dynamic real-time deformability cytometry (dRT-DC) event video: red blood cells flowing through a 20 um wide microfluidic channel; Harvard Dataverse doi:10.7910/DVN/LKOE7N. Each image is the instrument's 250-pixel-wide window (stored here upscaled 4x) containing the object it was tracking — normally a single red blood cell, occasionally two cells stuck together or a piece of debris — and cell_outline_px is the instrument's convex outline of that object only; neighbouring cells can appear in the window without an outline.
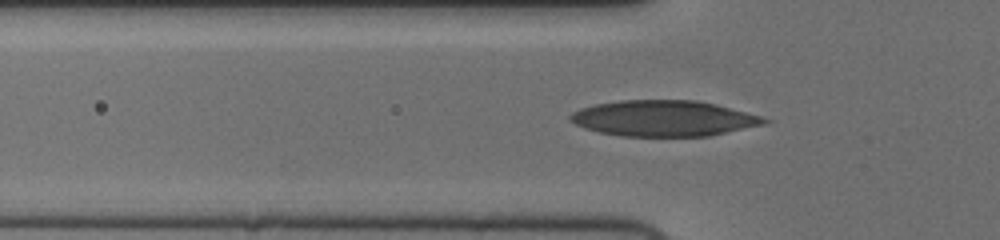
{"species": "human", "species_latin": "Homo sapiens", "temperature_condition": "cold", "stored_images_in_passage": 51, "camera_frame_rate_fps": 3000, "um_per_image_px": 0.085, "donor": {"sex": "female"}, "frame": {"image": 1, "passage_image": 18, "time_ms": 5.667, "image_size_px": [1000, 240], "cell_outline_px": [[772, 120], [764, 124], [708, 136], [620, 136], [600, 132], [584, 128], [568, 120], [568, 116], [572, 112], [580, 108], [596, 104], [620, 100], [696, 100], [716, 104], [760, 116]], "centroid_in_image_um": [56.37, 10.06], "position_along_channel_um": 69.4, "area_um2": 40.4}}
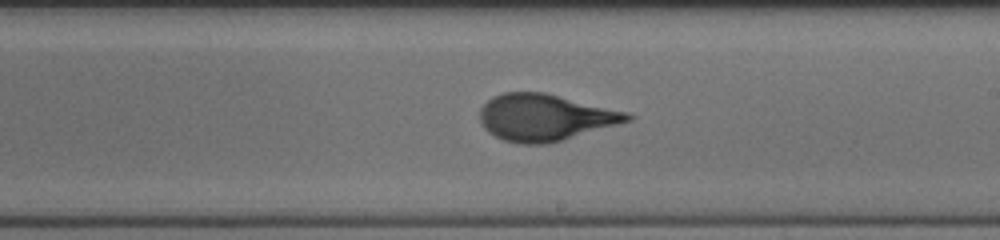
{"frame": {"image": 2, "passage_image": 32, "time_ms": 10.333, "image_size_px": [1000, 240], "cell_outline_px": [[636, 116], [632, 120], [548, 144], [520, 144], [504, 140], [488, 132], [484, 128], [480, 120], [480, 108], [492, 96], [504, 92], [544, 92], [628, 112]], "centroid_in_image_um": [46.32, 9.98], "position_along_channel_um": 242.7, "area_um2": 40.06}}
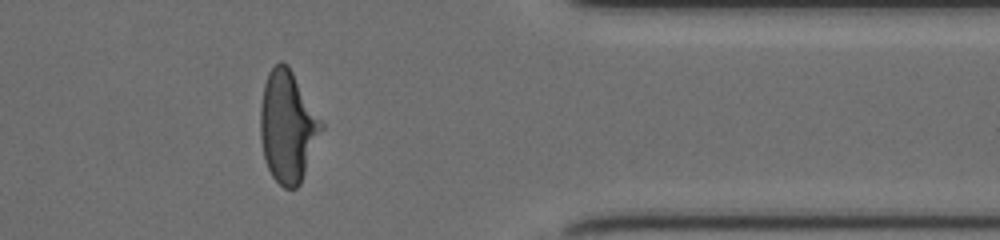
{"frame": {"image": 3, "passage_image": 45, "time_ms": 14.667, "image_size_px": [1000, 240], "cell_outline_px": [[324, 128], [300, 184], [296, 188], [284, 188], [272, 176], [268, 168], [264, 156], [260, 136], [260, 108], [264, 84], [268, 72], [280, 60], [288, 64], [324, 124]], "centroid_in_image_um": [24.45, 10.75], "position_along_channel_um": 386.9, "area_um2": 39.59}, "authors_computed_cell_mechanics": {"area_um2": 38.8994, "velocity_mm_per_s": 3.7306, "shape_relaxation_time_tau1_ms": 4.38, "shape_relaxation_time_tau2_ms": null, "deformation_change_tau1": 0.2098, "deformation_change_tau2": null}}